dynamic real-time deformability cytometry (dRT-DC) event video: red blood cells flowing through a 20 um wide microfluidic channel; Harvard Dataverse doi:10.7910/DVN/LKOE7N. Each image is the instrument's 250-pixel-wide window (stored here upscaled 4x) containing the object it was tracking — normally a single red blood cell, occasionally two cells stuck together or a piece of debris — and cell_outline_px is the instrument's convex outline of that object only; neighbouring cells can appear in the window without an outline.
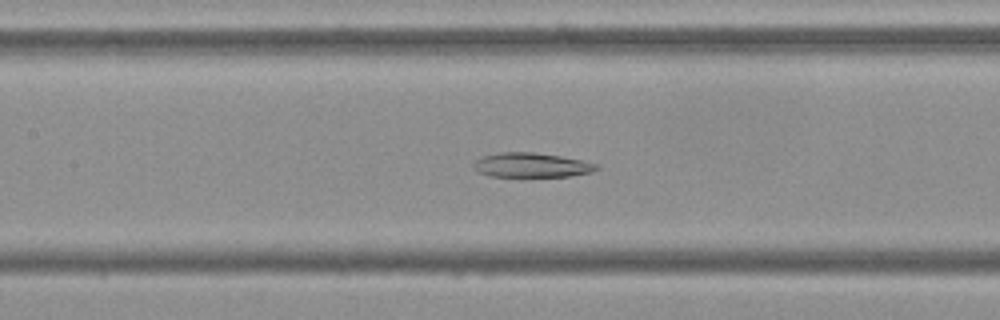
{"species": "Egyptian fruit bat (a non-hibernating species)", "species_latin": "Rousettus aegyptiacus", "temperature_condition": "cold", "stored_images_in_passage": 54, "camera_frame_rate_fps": 3000, "um_per_image_px": 0.085, "frame": {"image": 1, "passage_image": 24, "time_ms": 7.667, "image_size_px": [1000, 320], "cell_outline_px": [[600, 168], [592, 172], [568, 176], [492, 176], [480, 172], [472, 168], [472, 164], [476, 160], [484, 156], [500, 152], [532, 152], [560, 156], [580, 160], [596, 164]], "centroid_in_image_um": [45.16, 14.03], "position_along_channel_um": 162.2, "area_um2": 17.28}}
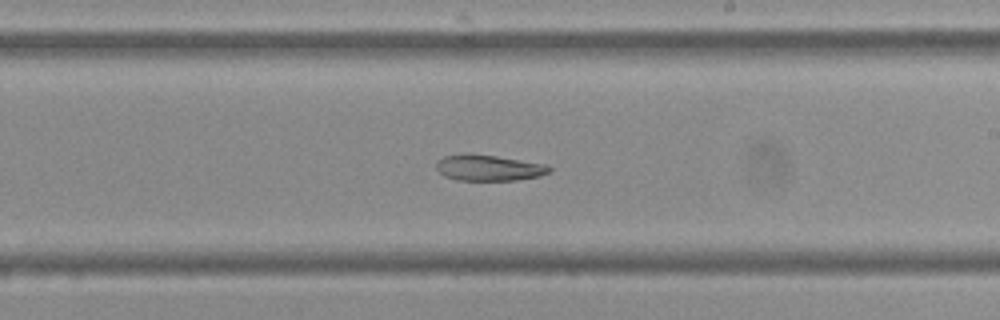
{"frame": {"image": 2, "passage_image": 31, "time_ms": 10.0, "image_size_px": [1000, 320], "cell_outline_px": [[552, 172], [540, 176], [516, 180], [456, 180], [444, 176], [436, 168], [436, 160], [444, 156], [460, 152], [468, 152], [496, 156], [548, 164], [552, 168]], "centroid_in_image_um": [41.53, 14.24], "position_along_channel_um": 247.5, "area_um2": 17.57}}
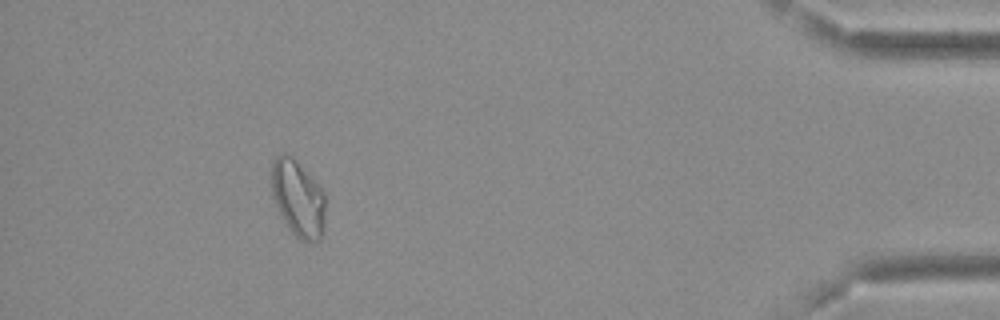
{"frame": {"image": 3, "passage_image": 49, "time_ms": 16.0, "image_size_px": [1000, 320], "cell_outline_px": [[324, 228], [320, 240], [308, 244], [300, 240], [288, 228], [272, 196], [272, 160], [280, 152], [284, 152], [292, 156], [324, 192]], "centroid_in_image_um": [25.33, 16.88], "position_along_channel_um": 409.9, "area_um2": 23.99}, "authors_computed_cell_mechanics": {"area_um2": 22.4553, "velocity_mm_per_s": 3.6673, "shape_relaxation_time_tau1_ms": null, "shape_relaxation_time_tau2_ms": 6.4077, "deformation_change_tau1": null, "deformation_change_tau2": 0.0941}}